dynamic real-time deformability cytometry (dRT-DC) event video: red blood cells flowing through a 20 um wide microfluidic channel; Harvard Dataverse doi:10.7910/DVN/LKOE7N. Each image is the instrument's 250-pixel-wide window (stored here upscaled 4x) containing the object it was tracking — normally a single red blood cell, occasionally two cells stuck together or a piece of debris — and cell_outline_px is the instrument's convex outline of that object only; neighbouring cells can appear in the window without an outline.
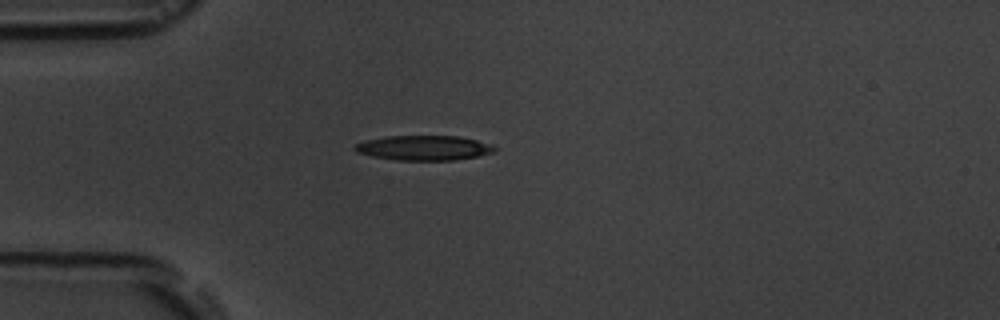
{"species": "common noctule bat (a hibernating species)", "species_latin": "Nyctalus noctula", "temperature_condition": "room temperature", "stored_images_in_passage": 1, "camera_frame_rate_fps": 3000, "um_per_image_px": 0.085, "animal": {"sex": "male", "body_mass_g": 19.5, "forearm_length_mm": 54.6}, "frame": {"image": 1, "passage_image": 1, "time_ms": 0.0, "image_size_px": [1000, 320], "cell_outline_px": [[496, 148], [492, 152], [476, 156], [456, 160], [396, 160], [372, 156], [356, 152], [352, 148], [356, 144], [364, 140], [388, 136], [460, 136], [492, 144]], "centroid_in_image_um": [36.0, 12.56], "position_along_channel_um": 49.0, "area_um2": 20.17}}